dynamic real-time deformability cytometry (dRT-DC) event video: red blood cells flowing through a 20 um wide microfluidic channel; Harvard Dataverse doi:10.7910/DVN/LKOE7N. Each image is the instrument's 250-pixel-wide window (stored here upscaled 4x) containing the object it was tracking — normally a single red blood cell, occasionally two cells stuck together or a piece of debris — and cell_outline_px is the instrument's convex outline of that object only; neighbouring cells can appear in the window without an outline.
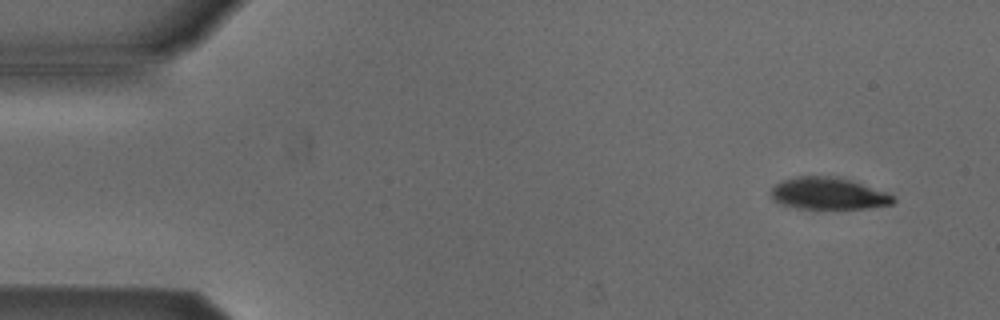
{"species": "Egyptian fruit bat (a non-hibernating species)", "species_latin": "Rousettus aegyptiacus", "temperature_condition": "cold", "stored_images_in_passage": 5, "camera_frame_rate_fps": 3000, "um_per_image_px": 0.085, "animal": {"sex": "male"}, "frame": {"image": 1, "passage_image": 2, "time_ms": 1.0, "image_size_px": [1000, 320], "cell_outline_px": [[896, 200], [892, 204], [868, 208], [796, 208], [780, 204], [772, 200], [772, 188], [776, 184], [784, 180], [796, 176], [840, 176], [888, 192], [896, 196]], "centroid_in_image_um": [70.45, 16.44], "position_along_channel_um": 14.5, "area_um2": 22.95}}
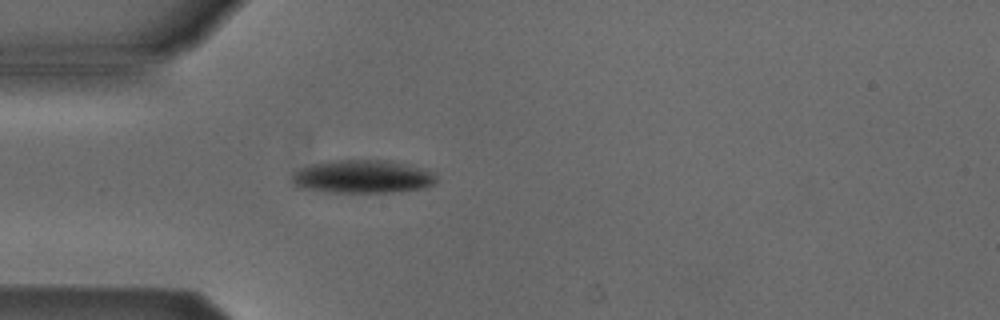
{"frame": {"image": 2, "passage_image": 5, "time_ms": 4.667, "image_size_px": [1000, 320], "cell_outline_px": [[436, 180], [432, 184], [420, 188], [388, 192], [328, 192], [300, 188], [292, 184], [292, 172], [300, 168], [312, 164], [336, 160], [392, 160], [428, 168], [436, 176]], "centroid_in_image_um": [30.81, 15.0], "position_along_channel_um": 54.2, "area_um2": 28.09}}